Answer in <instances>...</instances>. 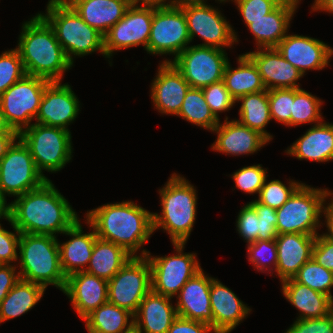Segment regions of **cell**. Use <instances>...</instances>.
Returning a JSON list of instances; mask_svg holds the SVG:
<instances>
[{
  "mask_svg": "<svg viewBox=\"0 0 333 333\" xmlns=\"http://www.w3.org/2000/svg\"><path fill=\"white\" fill-rule=\"evenodd\" d=\"M8 218L20 233L63 234L78 218L70 202L51 180L41 187L17 196L9 203Z\"/></svg>",
  "mask_w": 333,
  "mask_h": 333,
  "instance_id": "cell-1",
  "label": "cell"
},
{
  "mask_svg": "<svg viewBox=\"0 0 333 333\" xmlns=\"http://www.w3.org/2000/svg\"><path fill=\"white\" fill-rule=\"evenodd\" d=\"M85 215L98 238L121 246L132 256H138L154 233L152 212L131 200L107 203Z\"/></svg>",
  "mask_w": 333,
  "mask_h": 333,
  "instance_id": "cell-2",
  "label": "cell"
},
{
  "mask_svg": "<svg viewBox=\"0 0 333 333\" xmlns=\"http://www.w3.org/2000/svg\"><path fill=\"white\" fill-rule=\"evenodd\" d=\"M15 47L26 75L50 82H61L64 73L73 67L49 23L37 13L22 24Z\"/></svg>",
  "mask_w": 333,
  "mask_h": 333,
  "instance_id": "cell-3",
  "label": "cell"
},
{
  "mask_svg": "<svg viewBox=\"0 0 333 333\" xmlns=\"http://www.w3.org/2000/svg\"><path fill=\"white\" fill-rule=\"evenodd\" d=\"M160 194L161 213H152L153 230L162 229L171 243H187L196 221L197 190L183 176L173 173Z\"/></svg>",
  "mask_w": 333,
  "mask_h": 333,
  "instance_id": "cell-4",
  "label": "cell"
},
{
  "mask_svg": "<svg viewBox=\"0 0 333 333\" xmlns=\"http://www.w3.org/2000/svg\"><path fill=\"white\" fill-rule=\"evenodd\" d=\"M18 252L20 279L46 289L52 285L63 292L67 277L61 267L57 237L21 233Z\"/></svg>",
  "mask_w": 333,
  "mask_h": 333,
  "instance_id": "cell-5",
  "label": "cell"
},
{
  "mask_svg": "<svg viewBox=\"0 0 333 333\" xmlns=\"http://www.w3.org/2000/svg\"><path fill=\"white\" fill-rule=\"evenodd\" d=\"M52 27L68 60L98 51L105 56L104 36L89 26L65 0H49L46 12L39 13Z\"/></svg>",
  "mask_w": 333,
  "mask_h": 333,
  "instance_id": "cell-6",
  "label": "cell"
},
{
  "mask_svg": "<svg viewBox=\"0 0 333 333\" xmlns=\"http://www.w3.org/2000/svg\"><path fill=\"white\" fill-rule=\"evenodd\" d=\"M332 193L326 188H314L303 183L280 208L276 209L278 234H319L317 229L324 224L321 221L323 206Z\"/></svg>",
  "mask_w": 333,
  "mask_h": 333,
  "instance_id": "cell-7",
  "label": "cell"
},
{
  "mask_svg": "<svg viewBox=\"0 0 333 333\" xmlns=\"http://www.w3.org/2000/svg\"><path fill=\"white\" fill-rule=\"evenodd\" d=\"M28 147L38 171L56 173L72 160L71 131L59 127L33 123L18 134Z\"/></svg>",
  "mask_w": 333,
  "mask_h": 333,
  "instance_id": "cell-8",
  "label": "cell"
},
{
  "mask_svg": "<svg viewBox=\"0 0 333 333\" xmlns=\"http://www.w3.org/2000/svg\"><path fill=\"white\" fill-rule=\"evenodd\" d=\"M175 254L151 256L150 251L141 249L138 256H146L151 267V290L173 298L184 284L202 270L196 253H184L186 243H172Z\"/></svg>",
  "mask_w": 333,
  "mask_h": 333,
  "instance_id": "cell-9",
  "label": "cell"
},
{
  "mask_svg": "<svg viewBox=\"0 0 333 333\" xmlns=\"http://www.w3.org/2000/svg\"><path fill=\"white\" fill-rule=\"evenodd\" d=\"M50 81L25 75L0 95L3 117L11 130L18 134L36 119L45 87Z\"/></svg>",
  "mask_w": 333,
  "mask_h": 333,
  "instance_id": "cell-10",
  "label": "cell"
},
{
  "mask_svg": "<svg viewBox=\"0 0 333 333\" xmlns=\"http://www.w3.org/2000/svg\"><path fill=\"white\" fill-rule=\"evenodd\" d=\"M191 43L184 11L178 5L155 7L148 41L147 54L173 55L172 62Z\"/></svg>",
  "mask_w": 333,
  "mask_h": 333,
  "instance_id": "cell-11",
  "label": "cell"
},
{
  "mask_svg": "<svg viewBox=\"0 0 333 333\" xmlns=\"http://www.w3.org/2000/svg\"><path fill=\"white\" fill-rule=\"evenodd\" d=\"M186 16L188 33L191 42L194 37H200L204 43L200 46H210L226 50L238 43L237 32L232 28L219 8L212 7L206 1L184 2L178 5ZM197 35V36H196Z\"/></svg>",
  "mask_w": 333,
  "mask_h": 333,
  "instance_id": "cell-12",
  "label": "cell"
},
{
  "mask_svg": "<svg viewBox=\"0 0 333 333\" xmlns=\"http://www.w3.org/2000/svg\"><path fill=\"white\" fill-rule=\"evenodd\" d=\"M47 179L36 168L28 147L18 137L0 160V191L20 196L41 187Z\"/></svg>",
  "mask_w": 333,
  "mask_h": 333,
  "instance_id": "cell-13",
  "label": "cell"
},
{
  "mask_svg": "<svg viewBox=\"0 0 333 333\" xmlns=\"http://www.w3.org/2000/svg\"><path fill=\"white\" fill-rule=\"evenodd\" d=\"M151 291V267L146 256H133L108 280V302L135 314Z\"/></svg>",
  "mask_w": 333,
  "mask_h": 333,
  "instance_id": "cell-14",
  "label": "cell"
},
{
  "mask_svg": "<svg viewBox=\"0 0 333 333\" xmlns=\"http://www.w3.org/2000/svg\"><path fill=\"white\" fill-rule=\"evenodd\" d=\"M225 50L200 45H189L172 63L182 73L190 88L202 89L223 80L228 62Z\"/></svg>",
  "mask_w": 333,
  "mask_h": 333,
  "instance_id": "cell-15",
  "label": "cell"
},
{
  "mask_svg": "<svg viewBox=\"0 0 333 333\" xmlns=\"http://www.w3.org/2000/svg\"><path fill=\"white\" fill-rule=\"evenodd\" d=\"M153 19V6L131 4L121 18L104 35L105 58L115 51L142 45L147 50Z\"/></svg>",
  "mask_w": 333,
  "mask_h": 333,
  "instance_id": "cell-16",
  "label": "cell"
},
{
  "mask_svg": "<svg viewBox=\"0 0 333 333\" xmlns=\"http://www.w3.org/2000/svg\"><path fill=\"white\" fill-rule=\"evenodd\" d=\"M80 104L68 83L50 82L45 87L35 123L70 131L68 126L81 111Z\"/></svg>",
  "mask_w": 333,
  "mask_h": 333,
  "instance_id": "cell-17",
  "label": "cell"
},
{
  "mask_svg": "<svg viewBox=\"0 0 333 333\" xmlns=\"http://www.w3.org/2000/svg\"><path fill=\"white\" fill-rule=\"evenodd\" d=\"M275 48L303 76L308 70L319 71L326 68L333 57V48L310 36L287 33Z\"/></svg>",
  "mask_w": 333,
  "mask_h": 333,
  "instance_id": "cell-18",
  "label": "cell"
},
{
  "mask_svg": "<svg viewBox=\"0 0 333 333\" xmlns=\"http://www.w3.org/2000/svg\"><path fill=\"white\" fill-rule=\"evenodd\" d=\"M151 83V98L161 114L177 115L190 88L182 73L172 62H161Z\"/></svg>",
  "mask_w": 333,
  "mask_h": 333,
  "instance_id": "cell-19",
  "label": "cell"
},
{
  "mask_svg": "<svg viewBox=\"0 0 333 333\" xmlns=\"http://www.w3.org/2000/svg\"><path fill=\"white\" fill-rule=\"evenodd\" d=\"M63 293L83 320L92 311L108 302V280L86 271L69 275Z\"/></svg>",
  "mask_w": 333,
  "mask_h": 333,
  "instance_id": "cell-20",
  "label": "cell"
},
{
  "mask_svg": "<svg viewBox=\"0 0 333 333\" xmlns=\"http://www.w3.org/2000/svg\"><path fill=\"white\" fill-rule=\"evenodd\" d=\"M228 119L226 116L224 122H219L212 131L217 134V139L210 146L213 151L231 156L248 155L257 153L269 143L258 131L242 125L236 119Z\"/></svg>",
  "mask_w": 333,
  "mask_h": 333,
  "instance_id": "cell-21",
  "label": "cell"
},
{
  "mask_svg": "<svg viewBox=\"0 0 333 333\" xmlns=\"http://www.w3.org/2000/svg\"><path fill=\"white\" fill-rule=\"evenodd\" d=\"M246 55L256 65L266 90L301 88L303 74L282 57L276 48H256Z\"/></svg>",
  "mask_w": 333,
  "mask_h": 333,
  "instance_id": "cell-22",
  "label": "cell"
},
{
  "mask_svg": "<svg viewBox=\"0 0 333 333\" xmlns=\"http://www.w3.org/2000/svg\"><path fill=\"white\" fill-rule=\"evenodd\" d=\"M203 271V269L199 271L184 284L177 295L175 306L178 316L205 322L213 328L210 302V286L213 277H209Z\"/></svg>",
  "mask_w": 333,
  "mask_h": 333,
  "instance_id": "cell-23",
  "label": "cell"
},
{
  "mask_svg": "<svg viewBox=\"0 0 333 333\" xmlns=\"http://www.w3.org/2000/svg\"><path fill=\"white\" fill-rule=\"evenodd\" d=\"M210 302L213 329L216 333H230L252 311L230 288L216 278L211 281Z\"/></svg>",
  "mask_w": 333,
  "mask_h": 333,
  "instance_id": "cell-24",
  "label": "cell"
},
{
  "mask_svg": "<svg viewBox=\"0 0 333 333\" xmlns=\"http://www.w3.org/2000/svg\"><path fill=\"white\" fill-rule=\"evenodd\" d=\"M316 236L300 233L278 234L275 238L277 247L275 272L280 282L292 279L300 267L312 258Z\"/></svg>",
  "mask_w": 333,
  "mask_h": 333,
  "instance_id": "cell-25",
  "label": "cell"
},
{
  "mask_svg": "<svg viewBox=\"0 0 333 333\" xmlns=\"http://www.w3.org/2000/svg\"><path fill=\"white\" fill-rule=\"evenodd\" d=\"M85 221L92 230L91 232L84 234L81 221L78 218L63 233V235L70 236V240L64 243L58 241L61 267L66 277L76 272L85 271L91 259L97 235L94 227L87 220Z\"/></svg>",
  "mask_w": 333,
  "mask_h": 333,
  "instance_id": "cell-26",
  "label": "cell"
},
{
  "mask_svg": "<svg viewBox=\"0 0 333 333\" xmlns=\"http://www.w3.org/2000/svg\"><path fill=\"white\" fill-rule=\"evenodd\" d=\"M284 152L298 160L328 162L333 160V123L313 125Z\"/></svg>",
  "mask_w": 333,
  "mask_h": 333,
  "instance_id": "cell-27",
  "label": "cell"
},
{
  "mask_svg": "<svg viewBox=\"0 0 333 333\" xmlns=\"http://www.w3.org/2000/svg\"><path fill=\"white\" fill-rule=\"evenodd\" d=\"M297 8L292 3L281 2L263 18L249 20L247 27L254 36L256 48H275L287 35Z\"/></svg>",
  "mask_w": 333,
  "mask_h": 333,
  "instance_id": "cell-28",
  "label": "cell"
},
{
  "mask_svg": "<svg viewBox=\"0 0 333 333\" xmlns=\"http://www.w3.org/2000/svg\"><path fill=\"white\" fill-rule=\"evenodd\" d=\"M171 299L151 290L139 304L134 324L143 333H167L178 316Z\"/></svg>",
  "mask_w": 333,
  "mask_h": 333,
  "instance_id": "cell-29",
  "label": "cell"
},
{
  "mask_svg": "<svg viewBox=\"0 0 333 333\" xmlns=\"http://www.w3.org/2000/svg\"><path fill=\"white\" fill-rule=\"evenodd\" d=\"M75 12L103 36L132 4L131 0H65Z\"/></svg>",
  "mask_w": 333,
  "mask_h": 333,
  "instance_id": "cell-30",
  "label": "cell"
},
{
  "mask_svg": "<svg viewBox=\"0 0 333 333\" xmlns=\"http://www.w3.org/2000/svg\"><path fill=\"white\" fill-rule=\"evenodd\" d=\"M283 297L299 311L296 319L326 316L333 310L331 298L324 293L296 282L293 278L281 282Z\"/></svg>",
  "mask_w": 333,
  "mask_h": 333,
  "instance_id": "cell-31",
  "label": "cell"
},
{
  "mask_svg": "<svg viewBox=\"0 0 333 333\" xmlns=\"http://www.w3.org/2000/svg\"><path fill=\"white\" fill-rule=\"evenodd\" d=\"M237 62L238 67L232 68L228 61L223 73L224 84L235 100L266 90L256 65L246 54L239 55Z\"/></svg>",
  "mask_w": 333,
  "mask_h": 333,
  "instance_id": "cell-32",
  "label": "cell"
},
{
  "mask_svg": "<svg viewBox=\"0 0 333 333\" xmlns=\"http://www.w3.org/2000/svg\"><path fill=\"white\" fill-rule=\"evenodd\" d=\"M133 256L113 242L96 238L86 272L110 280Z\"/></svg>",
  "mask_w": 333,
  "mask_h": 333,
  "instance_id": "cell-33",
  "label": "cell"
},
{
  "mask_svg": "<svg viewBox=\"0 0 333 333\" xmlns=\"http://www.w3.org/2000/svg\"><path fill=\"white\" fill-rule=\"evenodd\" d=\"M46 290L40 284L19 279L0 304V324L30 311Z\"/></svg>",
  "mask_w": 333,
  "mask_h": 333,
  "instance_id": "cell-34",
  "label": "cell"
},
{
  "mask_svg": "<svg viewBox=\"0 0 333 333\" xmlns=\"http://www.w3.org/2000/svg\"><path fill=\"white\" fill-rule=\"evenodd\" d=\"M83 320L88 333H123L134 324V314L107 302Z\"/></svg>",
  "mask_w": 333,
  "mask_h": 333,
  "instance_id": "cell-35",
  "label": "cell"
},
{
  "mask_svg": "<svg viewBox=\"0 0 333 333\" xmlns=\"http://www.w3.org/2000/svg\"><path fill=\"white\" fill-rule=\"evenodd\" d=\"M236 102H241L239 119L242 125L258 131L269 142L273 136L265 130L272 120L268 100V90L250 93L239 97Z\"/></svg>",
  "mask_w": 333,
  "mask_h": 333,
  "instance_id": "cell-36",
  "label": "cell"
},
{
  "mask_svg": "<svg viewBox=\"0 0 333 333\" xmlns=\"http://www.w3.org/2000/svg\"><path fill=\"white\" fill-rule=\"evenodd\" d=\"M176 116L211 132L220 122L211 112L202 89L198 88L188 89Z\"/></svg>",
  "mask_w": 333,
  "mask_h": 333,
  "instance_id": "cell-37",
  "label": "cell"
},
{
  "mask_svg": "<svg viewBox=\"0 0 333 333\" xmlns=\"http://www.w3.org/2000/svg\"><path fill=\"white\" fill-rule=\"evenodd\" d=\"M323 101L302 88H294V102L291 111V127L323 122L321 106Z\"/></svg>",
  "mask_w": 333,
  "mask_h": 333,
  "instance_id": "cell-38",
  "label": "cell"
},
{
  "mask_svg": "<svg viewBox=\"0 0 333 333\" xmlns=\"http://www.w3.org/2000/svg\"><path fill=\"white\" fill-rule=\"evenodd\" d=\"M293 279L309 288L329 296L333 302V273L319 265L314 258L303 264Z\"/></svg>",
  "mask_w": 333,
  "mask_h": 333,
  "instance_id": "cell-39",
  "label": "cell"
},
{
  "mask_svg": "<svg viewBox=\"0 0 333 333\" xmlns=\"http://www.w3.org/2000/svg\"><path fill=\"white\" fill-rule=\"evenodd\" d=\"M248 261L257 271L267 272L271 276L277 268V247L275 239L258 240L247 244ZM273 266V267H271ZM274 269V270H273Z\"/></svg>",
  "mask_w": 333,
  "mask_h": 333,
  "instance_id": "cell-40",
  "label": "cell"
},
{
  "mask_svg": "<svg viewBox=\"0 0 333 333\" xmlns=\"http://www.w3.org/2000/svg\"><path fill=\"white\" fill-rule=\"evenodd\" d=\"M303 183L297 182L296 180H289L288 185L281 182V180L274 179L270 182L265 180L262 186L258 199L259 203L269 206L274 209L280 208L292 194L302 185Z\"/></svg>",
  "mask_w": 333,
  "mask_h": 333,
  "instance_id": "cell-41",
  "label": "cell"
},
{
  "mask_svg": "<svg viewBox=\"0 0 333 333\" xmlns=\"http://www.w3.org/2000/svg\"><path fill=\"white\" fill-rule=\"evenodd\" d=\"M25 75L23 63L16 48L0 54V95Z\"/></svg>",
  "mask_w": 333,
  "mask_h": 333,
  "instance_id": "cell-42",
  "label": "cell"
},
{
  "mask_svg": "<svg viewBox=\"0 0 333 333\" xmlns=\"http://www.w3.org/2000/svg\"><path fill=\"white\" fill-rule=\"evenodd\" d=\"M268 100L272 120L290 127L294 88L268 90Z\"/></svg>",
  "mask_w": 333,
  "mask_h": 333,
  "instance_id": "cell-43",
  "label": "cell"
},
{
  "mask_svg": "<svg viewBox=\"0 0 333 333\" xmlns=\"http://www.w3.org/2000/svg\"><path fill=\"white\" fill-rule=\"evenodd\" d=\"M268 176L267 168L264 169L261 164L244 166L231 175L235 187L251 195H259Z\"/></svg>",
  "mask_w": 333,
  "mask_h": 333,
  "instance_id": "cell-44",
  "label": "cell"
},
{
  "mask_svg": "<svg viewBox=\"0 0 333 333\" xmlns=\"http://www.w3.org/2000/svg\"><path fill=\"white\" fill-rule=\"evenodd\" d=\"M202 91L211 112L218 120H220V112L229 111L236 104V100L230 95L223 80L202 88Z\"/></svg>",
  "mask_w": 333,
  "mask_h": 333,
  "instance_id": "cell-45",
  "label": "cell"
},
{
  "mask_svg": "<svg viewBox=\"0 0 333 333\" xmlns=\"http://www.w3.org/2000/svg\"><path fill=\"white\" fill-rule=\"evenodd\" d=\"M237 232L249 244L258 241L259 219L255 209L249 204L242 206L236 219Z\"/></svg>",
  "mask_w": 333,
  "mask_h": 333,
  "instance_id": "cell-46",
  "label": "cell"
},
{
  "mask_svg": "<svg viewBox=\"0 0 333 333\" xmlns=\"http://www.w3.org/2000/svg\"><path fill=\"white\" fill-rule=\"evenodd\" d=\"M230 1V0H228ZM237 5L246 27L249 20H258L272 12L280 3V0H231Z\"/></svg>",
  "mask_w": 333,
  "mask_h": 333,
  "instance_id": "cell-47",
  "label": "cell"
},
{
  "mask_svg": "<svg viewBox=\"0 0 333 333\" xmlns=\"http://www.w3.org/2000/svg\"><path fill=\"white\" fill-rule=\"evenodd\" d=\"M255 209L260 225L258 240H272L278 236L276 229L277 216L276 209L259 203L256 199L249 202Z\"/></svg>",
  "mask_w": 333,
  "mask_h": 333,
  "instance_id": "cell-48",
  "label": "cell"
},
{
  "mask_svg": "<svg viewBox=\"0 0 333 333\" xmlns=\"http://www.w3.org/2000/svg\"><path fill=\"white\" fill-rule=\"evenodd\" d=\"M8 221L13 231H8L2 227L0 224V264L12 265V263L18 260V251L19 250V240H20V231L15 228L9 218Z\"/></svg>",
  "mask_w": 333,
  "mask_h": 333,
  "instance_id": "cell-49",
  "label": "cell"
},
{
  "mask_svg": "<svg viewBox=\"0 0 333 333\" xmlns=\"http://www.w3.org/2000/svg\"><path fill=\"white\" fill-rule=\"evenodd\" d=\"M284 333H333V310L319 318L296 319Z\"/></svg>",
  "mask_w": 333,
  "mask_h": 333,
  "instance_id": "cell-50",
  "label": "cell"
},
{
  "mask_svg": "<svg viewBox=\"0 0 333 333\" xmlns=\"http://www.w3.org/2000/svg\"><path fill=\"white\" fill-rule=\"evenodd\" d=\"M312 258L333 273V241L323 234H317Z\"/></svg>",
  "mask_w": 333,
  "mask_h": 333,
  "instance_id": "cell-51",
  "label": "cell"
},
{
  "mask_svg": "<svg viewBox=\"0 0 333 333\" xmlns=\"http://www.w3.org/2000/svg\"><path fill=\"white\" fill-rule=\"evenodd\" d=\"M167 333H216L207 323L177 316Z\"/></svg>",
  "mask_w": 333,
  "mask_h": 333,
  "instance_id": "cell-52",
  "label": "cell"
},
{
  "mask_svg": "<svg viewBox=\"0 0 333 333\" xmlns=\"http://www.w3.org/2000/svg\"><path fill=\"white\" fill-rule=\"evenodd\" d=\"M19 279L16 265L0 264V304Z\"/></svg>",
  "mask_w": 333,
  "mask_h": 333,
  "instance_id": "cell-53",
  "label": "cell"
},
{
  "mask_svg": "<svg viewBox=\"0 0 333 333\" xmlns=\"http://www.w3.org/2000/svg\"><path fill=\"white\" fill-rule=\"evenodd\" d=\"M326 202L327 201L325 200L322 214L325 216L324 225H326L327 227V232L322 234L333 241V196L331 198V201L328 200L329 203L327 202L326 204Z\"/></svg>",
  "mask_w": 333,
  "mask_h": 333,
  "instance_id": "cell-54",
  "label": "cell"
},
{
  "mask_svg": "<svg viewBox=\"0 0 333 333\" xmlns=\"http://www.w3.org/2000/svg\"><path fill=\"white\" fill-rule=\"evenodd\" d=\"M17 138L18 134H0V160L5 156L8 148Z\"/></svg>",
  "mask_w": 333,
  "mask_h": 333,
  "instance_id": "cell-55",
  "label": "cell"
},
{
  "mask_svg": "<svg viewBox=\"0 0 333 333\" xmlns=\"http://www.w3.org/2000/svg\"><path fill=\"white\" fill-rule=\"evenodd\" d=\"M311 10L314 12H328L333 14V0H314L313 5H311Z\"/></svg>",
  "mask_w": 333,
  "mask_h": 333,
  "instance_id": "cell-56",
  "label": "cell"
},
{
  "mask_svg": "<svg viewBox=\"0 0 333 333\" xmlns=\"http://www.w3.org/2000/svg\"><path fill=\"white\" fill-rule=\"evenodd\" d=\"M132 4L155 7L172 6V0H131Z\"/></svg>",
  "mask_w": 333,
  "mask_h": 333,
  "instance_id": "cell-57",
  "label": "cell"
},
{
  "mask_svg": "<svg viewBox=\"0 0 333 333\" xmlns=\"http://www.w3.org/2000/svg\"><path fill=\"white\" fill-rule=\"evenodd\" d=\"M9 214V203L0 191V219H7Z\"/></svg>",
  "mask_w": 333,
  "mask_h": 333,
  "instance_id": "cell-58",
  "label": "cell"
},
{
  "mask_svg": "<svg viewBox=\"0 0 333 333\" xmlns=\"http://www.w3.org/2000/svg\"><path fill=\"white\" fill-rule=\"evenodd\" d=\"M0 134H18L7 125L0 107Z\"/></svg>",
  "mask_w": 333,
  "mask_h": 333,
  "instance_id": "cell-59",
  "label": "cell"
},
{
  "mask_svg": "<svg viewBox=\"0 0 333 333\" xmlns=\"http://www.w3.org/2000/svg\"><path fill=\"white\" fill-rule=\"evenodd\" d=\"M195 1H207V0H172V5H179L184 2H195ZM215 1H218L220 3L229 2L228 0H215Z\"/></svg>",
  "mask_w": 333,
  "mask_h": 333,
  "instance_id": "cell-60",
  "label": "cell"
},
{
  "mask_svg": "<svg viewBox=\"0 0 333 333\" xmlns=\"http://www.w3.org/2000/svg\"><path fill=\"white\" fill-rule=\"evenodd\" d=\"M123 333H143L135 324L125 330Z\"/></svg>",
  "mask_w": 333,
  "mask_h": 333,
  "instance_id": "cell-61",
  "label": "cell"
},
{
  "mask_svg": "<svg viewBox=\"0 0 333 333\" xmlns=\"http://www.w3.org/2000/svg\"><path fill=\"white\" fill-rule=\"evenodd\" d=\"M281 2H288V3H292L294 5H299L300 1L302 0H280Z\"/></svg>",
  "mask_w": 333,
  "mask_h": 333,
  "instance_id": "cell-62",
  "label": "cell"
}]
</instances>
